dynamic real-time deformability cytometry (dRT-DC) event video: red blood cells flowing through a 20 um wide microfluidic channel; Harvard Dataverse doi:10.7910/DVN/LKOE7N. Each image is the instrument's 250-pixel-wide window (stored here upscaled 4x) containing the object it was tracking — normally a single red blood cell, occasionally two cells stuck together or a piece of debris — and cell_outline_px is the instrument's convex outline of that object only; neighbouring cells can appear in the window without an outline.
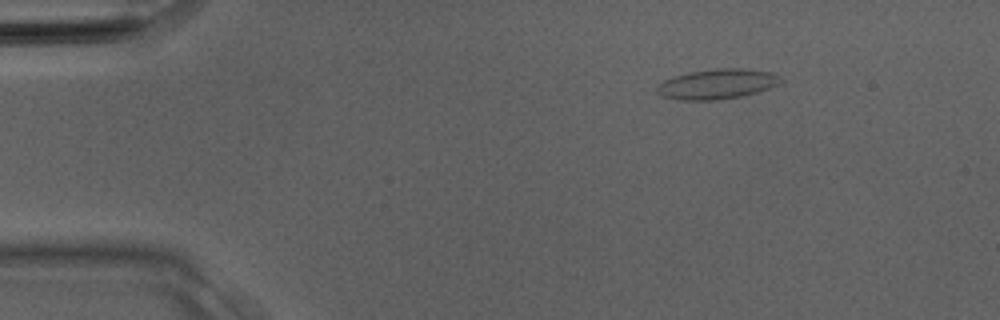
{"species": "Egyptian fruit bat (a non-hibernating species)", "species_latin": "Rousettus aegyptiacus", "temperature_condition": "room temperature", "stored_images_in_passage": 2, "camera_frame_rate_fps": 3000, "um_per_image_px": 0.085, "animal": {"sex": "male"}, "frame": {"image": 1, "passage_image": 1, "time_ms": 0.0, "image_size_px": [1000, 320], "cell_outline_px": [[784, 80], [768, 88], [756, 92], [740, 96], [716, 100], [680, 100], [660, 96], [656, 92], [656, 88], [664, 80], [672, 76], [688, 72], [716, 68], [740, 68], [772, 72], [780, 76]], "centroid_in_image_um": [60.92, 7.13], "position_along_channel_um": 24.1, "area_um2": 21.68}}